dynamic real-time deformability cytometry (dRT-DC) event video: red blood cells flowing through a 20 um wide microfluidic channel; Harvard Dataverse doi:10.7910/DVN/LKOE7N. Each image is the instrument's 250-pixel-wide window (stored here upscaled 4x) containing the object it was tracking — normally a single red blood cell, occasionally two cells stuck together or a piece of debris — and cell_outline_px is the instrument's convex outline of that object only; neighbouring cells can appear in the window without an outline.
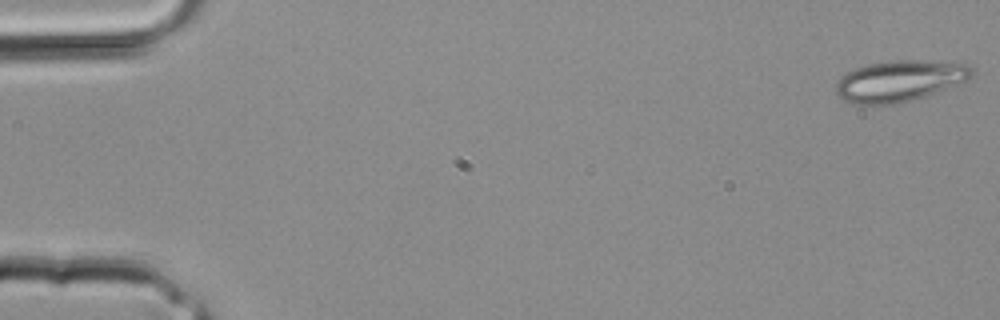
{"species": "common noctule bat (a hibernating species)", "species_latin": "Nyctalus noctula", "temperature_condition": "room temperature", "stored_images_in_passage": 35, "camera_frame_rate_fps": 3000, "um_per_image_px": 0.085, "animal": {"sex": "male", "body_mass_g": 20.4}, "frame": {"image": 1, "passage_image": 1, "time_ms": 0.0, "image_size_px": [1000, 320], "cell_outline_px": [[972, 76], [964, 80], [924, 96], [892, 104], [856, 104], [844, 100], [836, 96], [836, 84], [840, 76], [856, 68], [868, 64], [888, 60], [916, 60], [968, 64], [972, 68]], "centroid_in_image_um": [76.38, 6.86], "position_along_channel_um": 8.6, "area_um2": 31.96}}
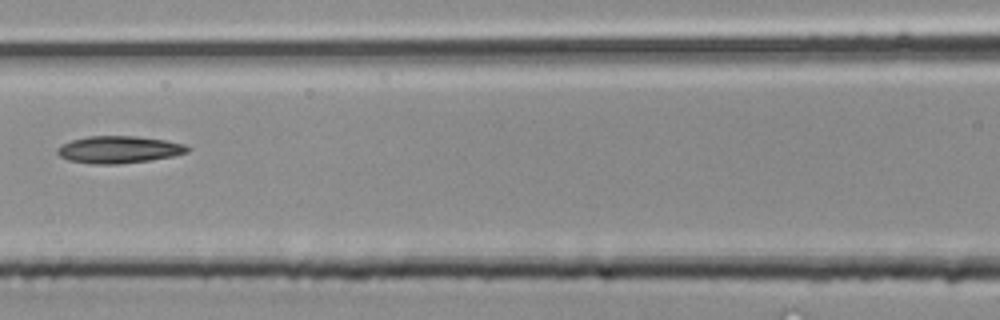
{"frame": {"image": 2, "passage_image": 16, "time_ms": 5.0, "image_size_px": [1000, 320], "cell_outline_px": [[192, 148], [188, 152], [172, 156], [148, 160], [116, 164], [92, 164], [68, 160], [60, 156], [56, 152], [56, 148], [60, 144], [72, 140], [88, 136], [136, 136], [164, 140], [184, 144]], "centroid_in_image_um": [10.07, 12.71], "position_along_channel_um": 156.5, "area_um2": 20.58}}
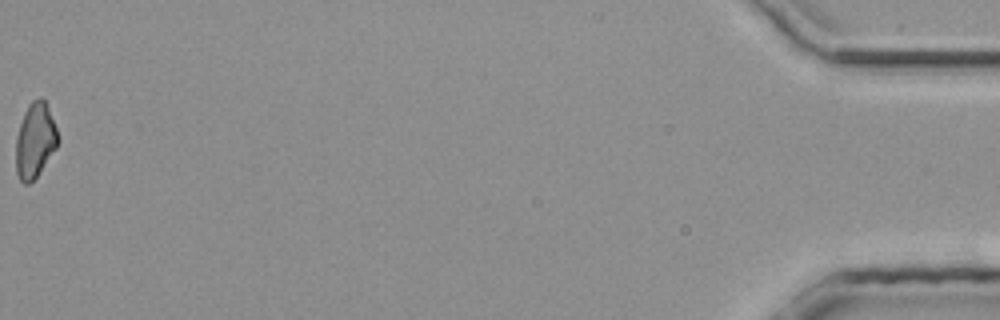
{"frame": {"image": 3, "passage_image": 35, "time_ms": 11.333, "image_size_px": [1000, 320], "cell_outline_px": [[60, 140], [56, 148], [36, 176], [28, 184], [24, 184], [20, 180], [16, 172], [16, 136], [24, 112], [28, 104], [32, 100], [40, 96], [44, 100], [48, 108], [56, 128]], "centroid_in_image_um": [2.97, 11.91], "position_along_channel_um": 432.2, "area_um2": 18.21}}